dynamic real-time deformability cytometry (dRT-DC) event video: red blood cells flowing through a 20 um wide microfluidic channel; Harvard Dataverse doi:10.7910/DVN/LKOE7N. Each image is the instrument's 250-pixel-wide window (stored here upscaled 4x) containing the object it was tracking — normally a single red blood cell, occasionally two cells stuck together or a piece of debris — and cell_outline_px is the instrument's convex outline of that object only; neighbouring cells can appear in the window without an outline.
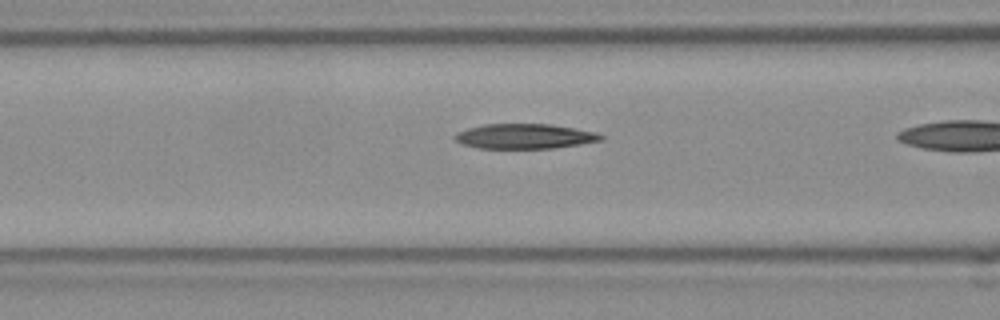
{"species": "Egyptian fruit bat (a non-hibernating species)", "species_latin": "Rousettus aegyptiacus", "temperature_condition": "room temperature", "stored_images_in_passage": 14, "camera_frame_rate_fps": 3000, "um_per_image_px": 0.085, "frame": {"image": 1, "passage_image": 7, "time_ms": 2.0, "image_size_px": [1000, 320], "cell_outline_px": [[604, 140], [580, 144], [552, 148], [476, 148], [460, 144], [452, 136], [456, 132], [468, 128], [484, 124], [548, 124], [596, 132], [604, 136]], "centroid_in_image_um": [44.55, 11.59], "position_along_channel_um": 122.0, "area_um2": 21.21}}
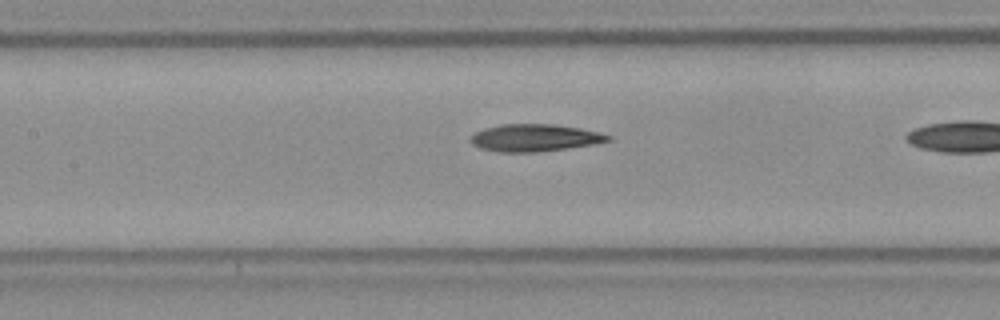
{"frame": {"image": 2, "passage_image": 10, "time_ms": 3.0, "image_size_px": [1000, 320], "cell_outline_px": [[612, 140], [592, 144], [536, 152], [500, 152], [480, 148], [472, 144], [468, 140], [476, 132], [484, 128], [500, 124], [556, 124], [580, 128], [612, 136]], "centroid_in_image_um": [45.41, 11.7], "position_along_channel_um": 162.0, "area_um2": 21.68}}